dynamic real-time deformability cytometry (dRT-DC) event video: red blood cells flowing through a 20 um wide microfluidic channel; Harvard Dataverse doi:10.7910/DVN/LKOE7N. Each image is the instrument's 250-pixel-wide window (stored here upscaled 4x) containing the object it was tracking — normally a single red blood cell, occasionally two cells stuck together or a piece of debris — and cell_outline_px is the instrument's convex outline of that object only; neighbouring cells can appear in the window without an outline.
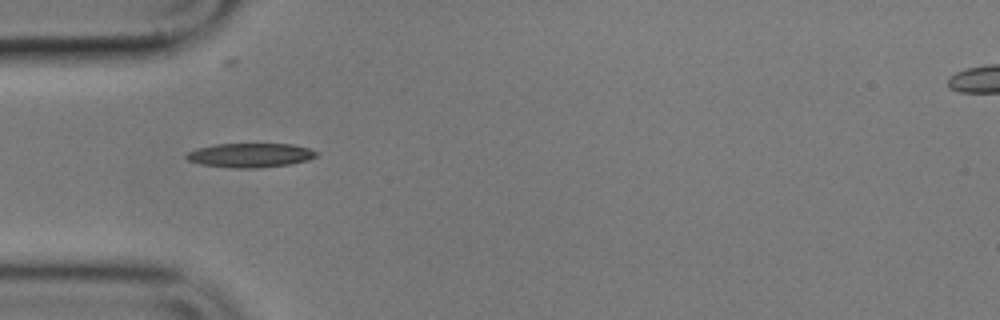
{"species": "common noctule bat (a hibernating species)", "species_latin": "Nyctalus noctula", "temperature_condition": "cold", "stored_images_in_passage": 9, "camera_frame_rate_fps": 3000, "um_per_image_px": 0.085, "animal": {"sex": "male", "body_mass_g": 17.9}, "frame": {"image": 1, "passage_image": 4, "time_ms": 3.333, "image_size_px": [1000, 320], "cell_outline_px": [[320, 152], [316, 156], [308, 160], [288, 164], [260, 168], [232, 168], [200, 164], [188, 160], [184, 156], [188, 152], [196, 148], [216, 144], [292, 144], [308, 148]], "centroid_in_image_um": [21.26, 13.19], "position_along_channel_um": 63.7, "area_um2": 18.38}}
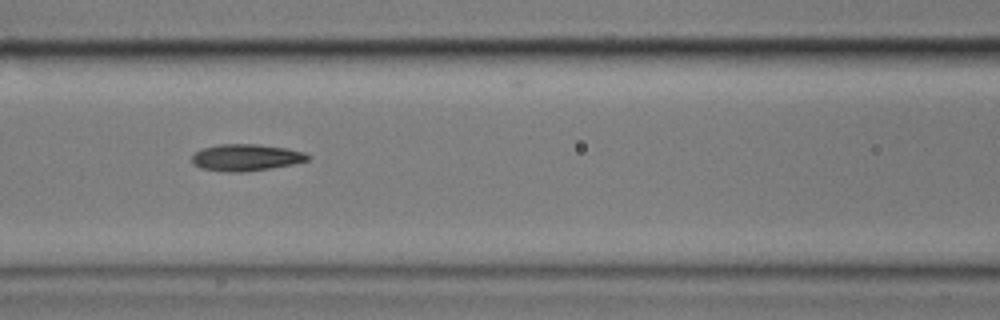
{"frame": {"image": 2, "passage_image": 6, "time_ms": 5.667, "image_size_px": [1000, 320], "cell_outline_px": [[308, 160], [292, 164], [244, 172], [224, 172], [200, 168], [192, 164], [192, 156], [200, 148], [216, 144], [256, 144], [288, 148], [304, 152], [308, 156]], "centroid_in_image_um": [20.84, 13.38], "position_along_channel_um": 145.8, "area_um2": 18.09}}